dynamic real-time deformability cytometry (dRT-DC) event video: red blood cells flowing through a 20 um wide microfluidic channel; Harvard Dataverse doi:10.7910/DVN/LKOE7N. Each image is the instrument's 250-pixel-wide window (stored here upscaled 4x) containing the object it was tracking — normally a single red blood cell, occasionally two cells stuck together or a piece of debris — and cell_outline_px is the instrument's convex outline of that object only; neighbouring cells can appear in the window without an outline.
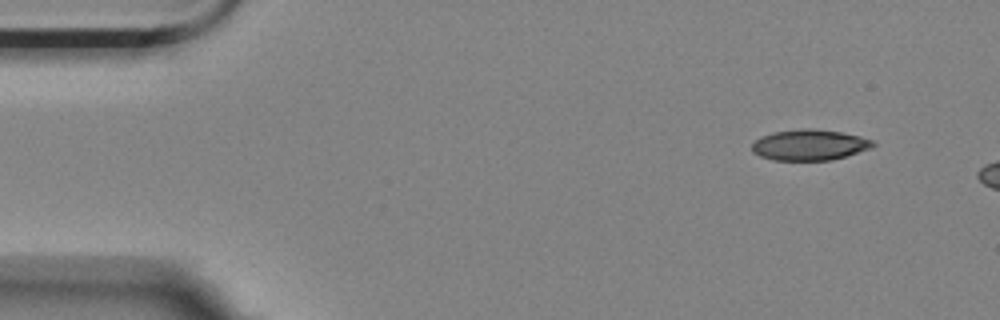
{"species": "Egyptian fruit bat (a non-hibernating species)", "species_latin": "Rousettus aegyptiacus", "temperature_condition": "room temperature", "stored_images_in_passage": 4, "camera_frame_rate_fps": 3000, "um_per_image_px": 0.085, "animal": {"sex": "female"}, "frame": {"image": 1, "passage_image": 1, "time_ms": 0.0, "image_size_px": [1000, 320], "cell_outline_px": [[876, 144], [872, 148], [832, 160], [772, 160], [760, 156], [752, 152], [752, 144], [760, 136], [772, 132], [804, 128], [812, 128], [840, 132], [860, 136], [872, 140]], "centroid_in_image_um": [68.8, 12.31], "position_along_channel_um": 16.2, "area_um2": 21.79}}